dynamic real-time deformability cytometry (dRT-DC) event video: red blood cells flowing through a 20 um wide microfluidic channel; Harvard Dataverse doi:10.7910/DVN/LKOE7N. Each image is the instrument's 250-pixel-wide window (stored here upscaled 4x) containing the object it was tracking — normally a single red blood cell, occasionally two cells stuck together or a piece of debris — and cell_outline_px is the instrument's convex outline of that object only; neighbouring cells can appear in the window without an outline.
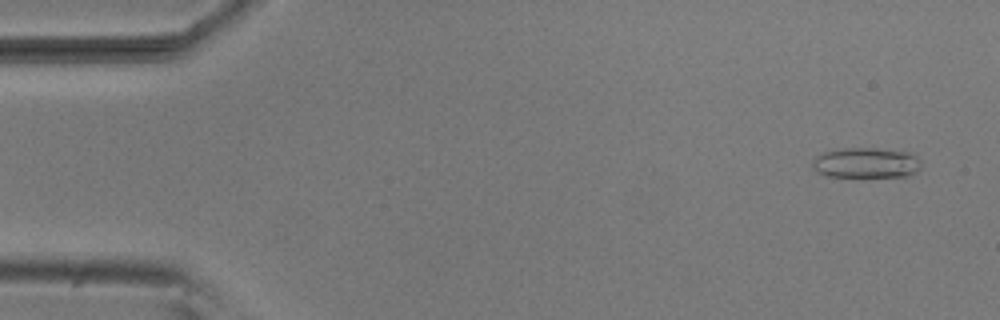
{"species": "common noctule bat (a hibernating species)", "species_latin": "Nyctalus noctula", "temperature_condition": "room temperature", "stored_images_in_passage": 53, "camera_frame_rate_fps": 3000, "um_per_image_px": 0.085, "animal": {"sex": "male", "body_mass_g": 20.5, "forearm_length_mm": 52.5}, "frame": {"image": 1, "passage_image": 3, "time_ms": 0.667, "image_size_px": [1000, 320], "cell_outline_px": [[920, 168], [908, 176], [828, 176], [816, 172], [812, 168], [812, 160], [816, 156], [824, 152], [844, 148], [876, 148], [908, 152], [916, 156], [920, 160]], "centroid_in_image_um": [73.59, 13.83], "position_along_channel_um": 11.4, "area_um2": 19.13}}
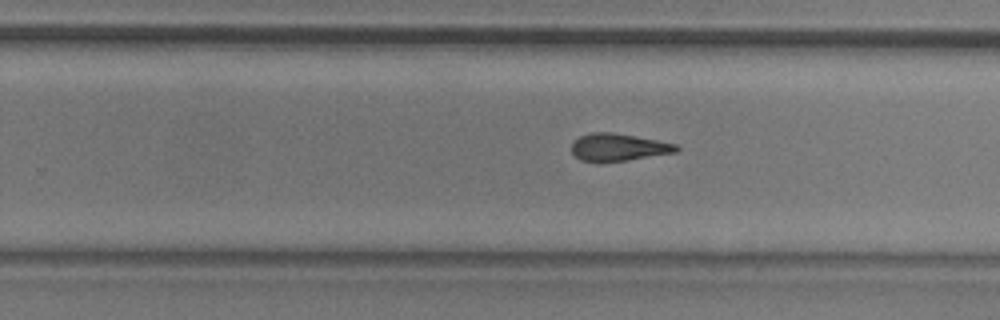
{"frame": {"image": 2, "passage_image": 33, "time_ms": 10.667, "image_size_px": [1000, 320], "cell_outline_px": [[680, 148], [676, 152], [628, 160], [596, 164], [580, 160], [572, 152], [572, 144], [580, 136], [592, 132], [612, 132], [636, 136], [676, 144]], "centroid_in_image_um": [52.53, 12.54], "position_along_channel_um": 277.3, "area_um2": 16.94}}
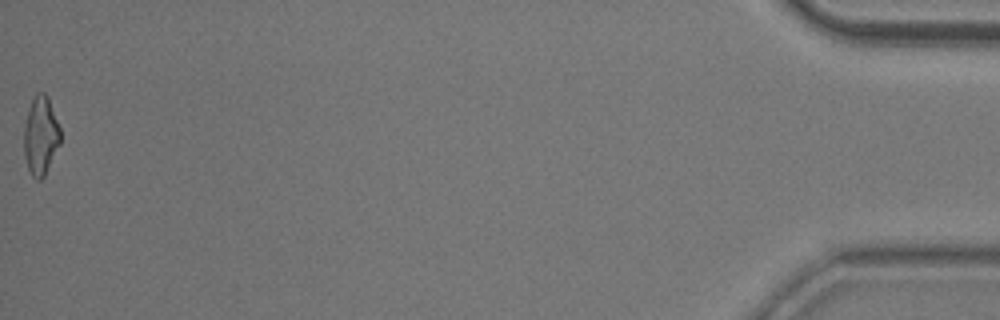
{"frame": {"image": 3, "passage_image": 53, "time_ms": 17.333, "image_size_px": [1000, 320], "cell_outline_px": [[60, 144], [44, 176], [40, 180], [36, 180], [32, 176], [28, 168], [24, 156], [24, 124], [28, 108], [36, 92], [44, 92], [48, 96], [60, 128]], "centroid_in_image_um": [3.45, 11.52], "position_along_channel_um": 431.8, "area_um2": 16.76}, "authors_computed_cell_mechanics": {"area_um2": 17.2822, "velocity_mm_per_s": 3.8303, "shape_relaxation_time_tau1_ms": null, "shape_relaxation_time_tau2_ms": 4.3413, "deformation_change_tau1": null, "deformation_change_tau2": 0.1587}}